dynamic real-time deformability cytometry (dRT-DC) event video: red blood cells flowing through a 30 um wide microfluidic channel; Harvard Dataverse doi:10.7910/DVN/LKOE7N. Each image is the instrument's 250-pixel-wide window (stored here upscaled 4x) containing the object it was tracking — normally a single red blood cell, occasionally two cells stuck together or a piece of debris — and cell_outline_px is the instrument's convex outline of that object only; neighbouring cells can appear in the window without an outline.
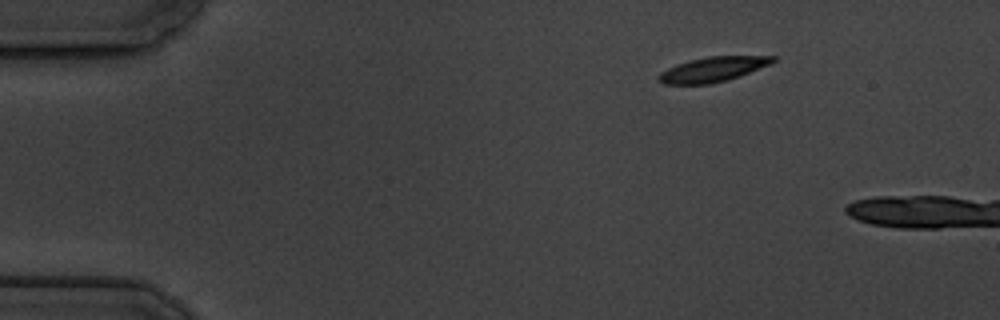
{"species": "common noctule bat (a hibernating species)", "species_latin": "Nyctalus noctula", "temperature_condition": "cold", "stored_images_in_passage": 6, "camera_frame_rate_fps": 3000, "um_per_image_px": 0.085, "animal": {"sex": "male", "body_mass_g": 19.5, "forearm_length_mm": 54.6}, "frame": {"image": 1, "passage_image": 1, "time_ms": 0.0, "image_size_px": [1000, 320], "cell_outline_px": [[776, 60], [772, 64], [728, 80], [708, 84], [664, 84], [656, 80], [656, 76], [660, 72], [676, 64], [688, 60], [708, 56], [776, 56]], "centroid_in_image_um": [60.57, 5.89], "position_along_channel_um": 24.4, "area_um2": 16.7}}
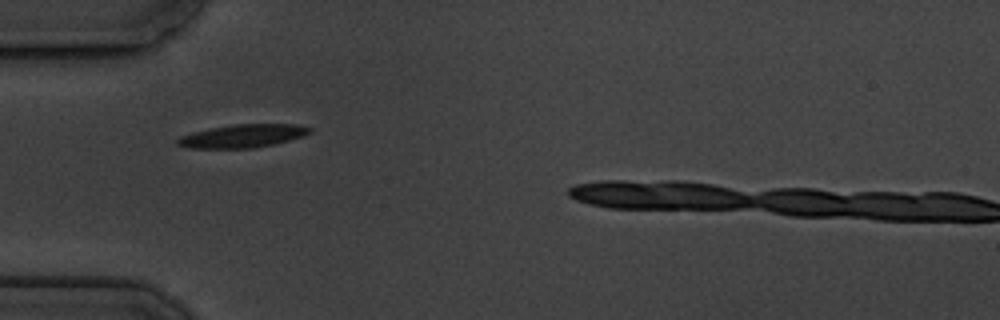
{"frame": {"image": 2, "passage_image": 4, "time_ms": 3.333, "image_size_px": [1000, 320], "cell_outline_px": [[312, 132], [304, 136], [272, 144], [252, 148], [188, 148], [176, 144], [176, 140], [180, 136], [192, 132], [212, 128], [236, 124], [296, 124], [312, 128]], "centroid_in_image_um": [20.62, 11.55], "position_along_channel_um": 64.4, "area_um2": 17.74}}